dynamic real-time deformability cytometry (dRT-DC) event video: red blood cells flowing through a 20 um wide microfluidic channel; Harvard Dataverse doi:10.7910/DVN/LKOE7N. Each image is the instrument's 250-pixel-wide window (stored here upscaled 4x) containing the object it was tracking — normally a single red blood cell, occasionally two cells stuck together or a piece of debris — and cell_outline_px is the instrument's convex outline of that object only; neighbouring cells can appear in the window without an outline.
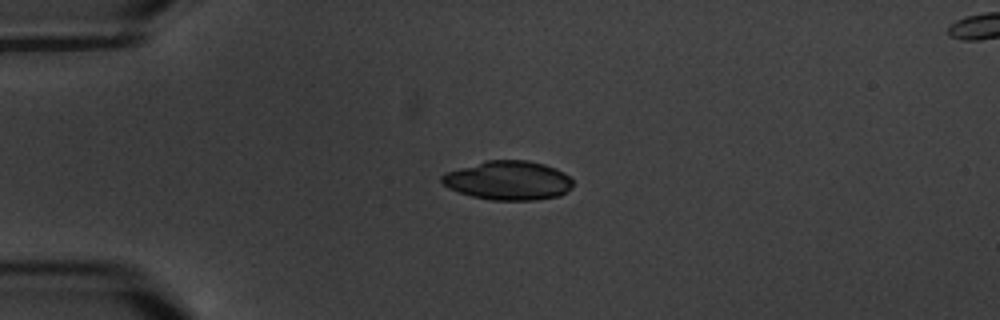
{"species": "common noctule bat (a hibernating species)", "species_latin": "Nyctalus noctula", "temperature_condition": "warm", "stored_images_in_passage": 4, "segment_of_instrument_passage": [1, 2], "camera_frame_rate_fps": 3000, "um_per_image_px": 0.085, "animal": {"sex": "male", "body_mass_g": 20.1, "forearm_length_mm": 53.5}, "frame": {"image": 1, "passage_image": 2, "time_ms": 2.0, "image_size_px": [1000, 320], "cell_outline_px": [[572, 188], [568, 192], [560, 196], [536, 200], [492, 200], [472, 196], [448, 188], [440, 180], [440, 176], [444, 172], [484, 160], [528, 160], [544, 164], [556, 168], [564, 172], [572, 180]], "centroid_in_image_um": [43.2, 15.33], "position_along_channel_um": 41.8, "area_um2": 30.17}}